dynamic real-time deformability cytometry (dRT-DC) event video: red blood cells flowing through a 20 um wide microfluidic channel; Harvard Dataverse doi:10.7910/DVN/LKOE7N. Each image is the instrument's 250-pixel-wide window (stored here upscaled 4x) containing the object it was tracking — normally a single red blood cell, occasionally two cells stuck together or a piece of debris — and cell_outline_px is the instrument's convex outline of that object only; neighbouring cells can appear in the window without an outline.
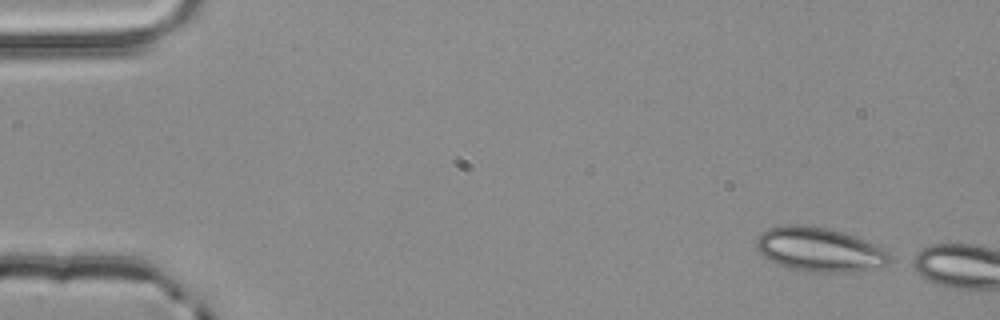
{"species": "common noctule bat (a hibernating species)", "species_latin": "Nyctalus noctula", "temperature_condition": "room temperature", "stored_images_in_passage": 2, "camera_frame_rate_fps": 3000, "um_per_image_px": 0.085, "animal": {"sex": "male", "body_mass_g": 20.4}, "frame": {"image": 1, "passage_image": 1, "time_ms": 0.0, "image_size_px": [1000, 320], "cell_outline_px": [[888, 260], [884, 264], [868, 268], [848, 272], [820, 272], [788, 268], [764, 256], [756, 248], [756, 240], [768, 228], [788, 224], [800, 224], [828, 228], [844, 232], [864, 240], [880, 248], [888, 256]], "centroid_in_image_um": [69.57, 21.18], "position_along_channel_um": 15.4, "area_um2": 33.23}}